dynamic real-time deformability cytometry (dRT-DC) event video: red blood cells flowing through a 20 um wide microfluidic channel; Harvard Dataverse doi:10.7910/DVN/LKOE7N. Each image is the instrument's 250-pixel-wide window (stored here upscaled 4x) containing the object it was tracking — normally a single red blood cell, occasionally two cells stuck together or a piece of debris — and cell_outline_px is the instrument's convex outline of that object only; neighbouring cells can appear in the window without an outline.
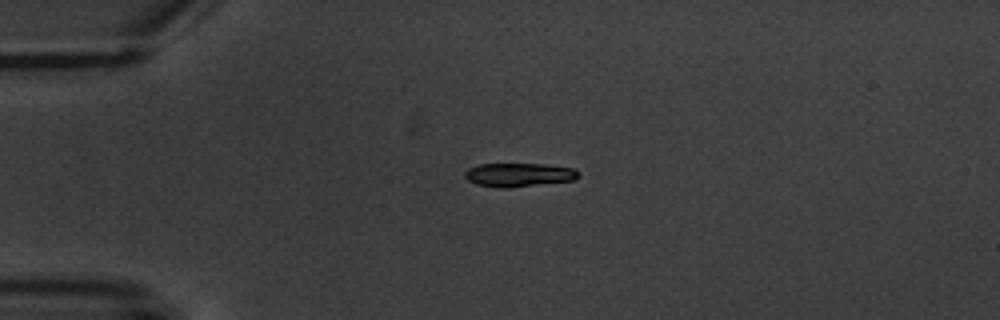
{"species": "common noctule bat (a hibernating species)", "species_latin": "Nyctalus noctula", "temperature_condition": "warm", "stored_images_in_passage": 4, "camera_frame_rate_fps": 3000, "um_per_image_px": 0.085, "animal": {"sex": "male", "body_mass_g": 20.1, "forearm_length_mm": 53.5}, "frame": {"image": 1, "passage_image": 3, "time_ms": 2.333, "image_size_px": [1000, 320], "cell_outline_px": [[580, 176], [576, 180], [508, 188], [500, 188], [476, 184], [468, 180], [464, 176], [464, 172], [468, 168], [480, 164], [548, 164], [576, 168], [580, 172]], "centroid_in_image_um": [44.16, 14.85], "position_along_channel_um": 40.8, "area_um2": 15.95}}